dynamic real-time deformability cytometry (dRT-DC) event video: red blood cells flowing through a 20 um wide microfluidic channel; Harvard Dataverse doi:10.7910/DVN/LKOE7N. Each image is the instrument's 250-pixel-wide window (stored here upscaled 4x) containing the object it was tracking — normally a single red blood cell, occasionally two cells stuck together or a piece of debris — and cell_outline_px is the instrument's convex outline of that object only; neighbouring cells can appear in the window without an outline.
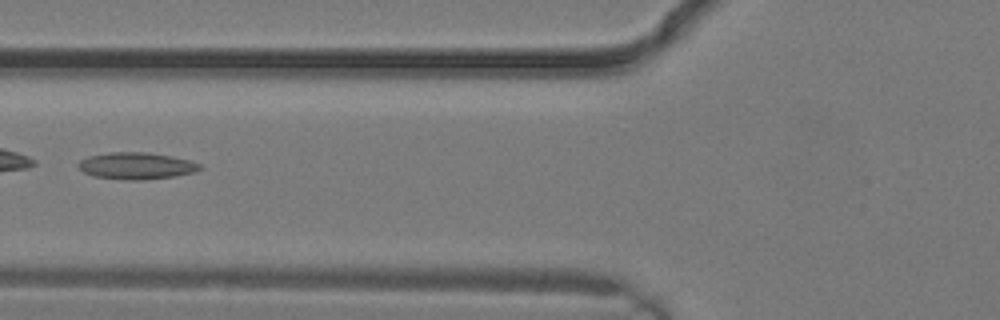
{"species": "common noctule bat (a hibernating species)", "species_latin": "Nyctalus noctula", "temperature_condition": "warm", "stored_images_in_passage": 5, "camera_frame_rate_fps": 3000, "um_per_image_px": 0.085, "animal": {"sex": "male", "body_mass_g": 19.2, "forearm_length_mm": 51.8}, "frame": {"image": 1, "passage_image": 4, "time_ms": 1.0, "image_size_px": [1000, 320], "cell_outline_px": [[204, 168], [196, 172], [176, 176], [144, 180], [124, 180], [92, 176], [84, 172], [76, 164], [80, 160], [88, 156], [112, 152], [148, 152], [188, 160], [200, 164]], "centroid_in_image_um": [11.59, 14.11], "position_along_channel_um": 114.2, "area_um2": 19.07}}